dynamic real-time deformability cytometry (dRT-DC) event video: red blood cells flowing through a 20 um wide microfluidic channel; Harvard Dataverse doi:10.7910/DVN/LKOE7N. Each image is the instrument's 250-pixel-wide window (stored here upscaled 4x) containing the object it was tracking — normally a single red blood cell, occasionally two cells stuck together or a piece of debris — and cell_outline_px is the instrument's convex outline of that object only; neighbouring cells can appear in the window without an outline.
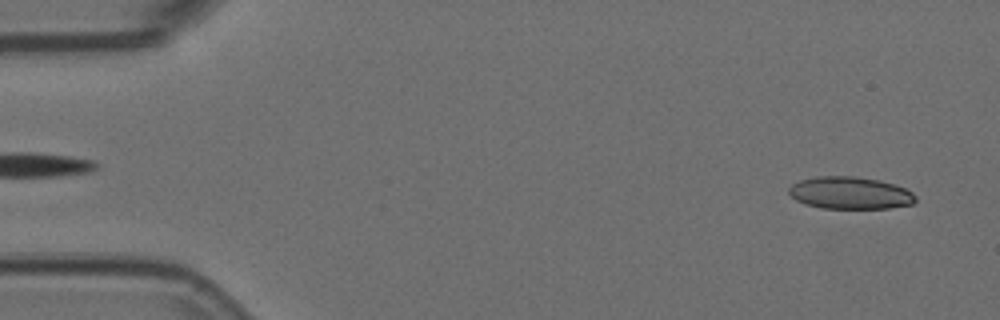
{"species": "Egyptian fruit bat (a non-hibernating species)", "species_latin": "Rousettus aegyptiacus", "temperature_condition": "room temperature", "stored_images_in_passage": 53, "camera_frame_rate_fps": 3000, "um_per_image_px": 0.085, "animal": {"sex": "female"}, "frame": {"image": 1, "passage_image": 2, "time_ms": 0.333, "image_size_px": [1000, 320], "cell_outline_px": [[916, 200], [912, 204], [888, 208], [820, 208], [804, 204], [796, 200], [788, 192], [788, 188], [792, 184], [800, 180], [816, 176], [856, 176], [880, 180], [896, 184], [912, 192], [916, 196]], "centroid_in_image_um": [72.25, 16.39], "position_along_channel_um": 12.8, "area_um2": 23.99}}
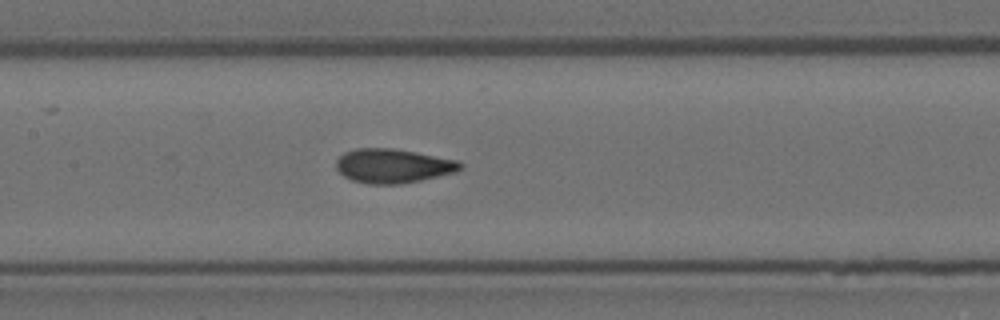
{"frame": {"image": 2, "passage_image": 24, "time_ms": 7.667, "image_size_px": [1000, 320], "cell_outline_px": [[464, 164], [456, 172], [420, 180], [400, 184], [368, 184], [352, 180], [344, 176], [336, 168], [336, 160], [344, 152], [356, 148], [392, 148], [416, 152], [460, 160]], "centroid_in_image_um": [33.41, 14.09], "position_along_channel_um": 174.0, "area_um2": 24.8}}
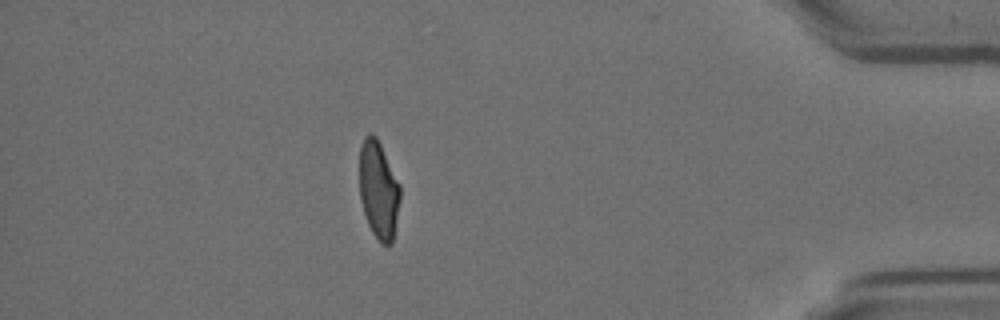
{"frame": {"image": 3, "passage_image": 46, "time_ms": 15.0, "image_size_px": [1000, 320], "cell_outline_px": [[400, 200], [392, 244], [380, 244], [372, 232], [368, 224], [360, 200], [360, 144], [364, 136], [368, 132], [372, 132], [376, 136], [400, 184]], "centroid_in_image_um": [32.17, 16.13], "position_along_channel_um": 403.0, "area_um2": 23.24}, "authors_computed_cell_mechanics": {"area_um2": 24.2182, "velocity_mm_per_s": 3.7557, "shape_relaxation_time_tau1_ms": null, "shape_relaxation_time_tau2_ms": 1.1787, "deformation_change_tau1": null, "deformation_change_tau2": 0.0794}}